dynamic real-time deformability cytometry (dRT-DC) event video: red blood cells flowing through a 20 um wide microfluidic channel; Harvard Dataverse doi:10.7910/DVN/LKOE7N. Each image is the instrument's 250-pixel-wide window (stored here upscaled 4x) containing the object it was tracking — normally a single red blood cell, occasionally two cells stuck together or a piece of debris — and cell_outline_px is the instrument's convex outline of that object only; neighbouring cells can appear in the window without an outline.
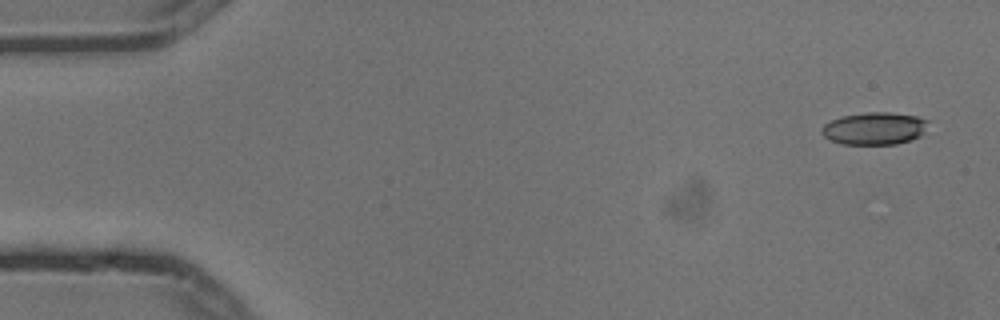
{"species": "common noctule bat (a hibernating species)", "species_latin": "Nyctalus noctula", "temperature_condition": "cold", "stored_images_in_passage": 5, "camera_frame_rate_fps": 3000, "um_per_image_px": 0.085, "animal": {"sex": "male", "body_mass_g": 13.3}, "frame": {"image": 1, "passage_image": 1, "time_ms": 0.0, "image_size_px": [1000, 320], "cell_outline_px": [[928, 120], [924, 132], [920, 136], [912, 140], [896, 144], [840, 144], [824, 136], [820, 132], [820, 128], [824, 124], [832, 120], [844, 116], [868, 112], [888, 112], [916, 116]], "centroid_in_image_um": [74.33, 10.92], "position_along_channel_um": 10.7, "area_um2": 20.06}}
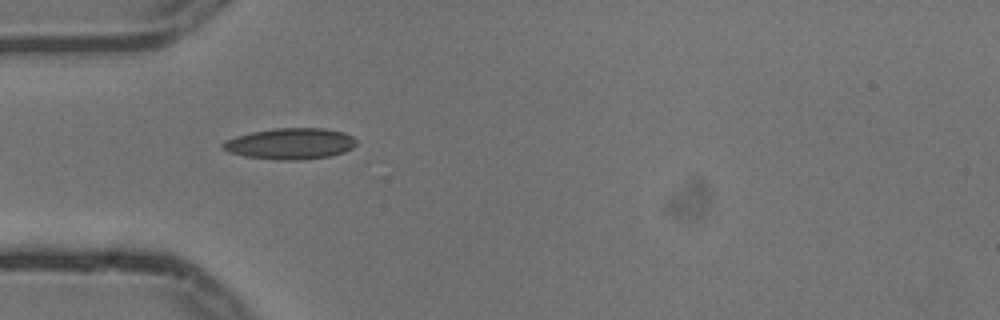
{"frame": {"image": 2, "passage_image": 5, "time_ms": 1.333, "image_size_px": [1000, 320], "cell_outline_px": [[356, 144], [352, 148], [344, 152], [328, 156], [300, 160], [280, 160], [244, 156], [228, 152], [220, 148], [220, 144], [224, 140], [236, 136], [252, 132], [276, 128], [324, 128], [344, 132], [352, 136], [356, 140]], "centroid_in_image_um": [24.64, 12.21], "position_along_channel_um": 60.4, "area_um2": 24.33}}